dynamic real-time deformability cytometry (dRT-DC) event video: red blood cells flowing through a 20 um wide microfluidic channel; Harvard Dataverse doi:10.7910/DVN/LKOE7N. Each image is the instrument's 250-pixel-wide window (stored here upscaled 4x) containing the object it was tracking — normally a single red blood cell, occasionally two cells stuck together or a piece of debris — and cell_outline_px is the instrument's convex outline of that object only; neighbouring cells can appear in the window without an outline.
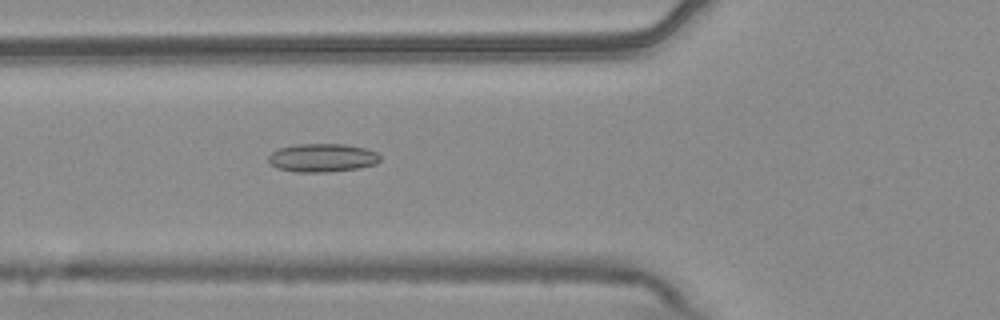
{"species": "common noctule bat (a hibernating species)", "species_latin": "Nyctalus noctula", "temperature_condition": "warm", "stored_images_in_passage": 3, "camera_frame_rate_fps": 3000, "um_per_image_px": 0.085, "animal": {"sex": "male", "body_mass_g": 20.4}, "frame": {"image": 1, "passage_image": 3, "time_ms": 0.667, "image_size_px": [1000, 320], "cell_outline_px": [[380, 160], [376, 164], [356, 168], [328, 172], [296, 172], [276, 168], [268, 160], [268, 156], [272, 152], [280, 148], [296, 144], [344, 144], [364, 148], [376, 152], [380, 156]], "centroid_in_image_um": [27.38, 13.41], "position_along_channel_um": 98.4, "area_um2": 18.38}}